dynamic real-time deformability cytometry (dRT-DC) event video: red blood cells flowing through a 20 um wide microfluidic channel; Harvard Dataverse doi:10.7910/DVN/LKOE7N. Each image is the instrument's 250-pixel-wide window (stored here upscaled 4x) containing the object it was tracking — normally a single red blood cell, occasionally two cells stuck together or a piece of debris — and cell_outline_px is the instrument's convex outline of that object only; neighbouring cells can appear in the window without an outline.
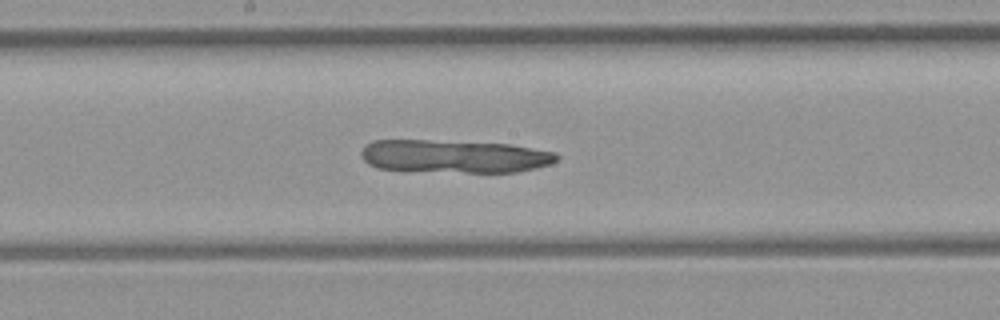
{"species": "common noctule bat (a hibernating species)", "species_latin": "Nyctalus noctula", "temperature_condition": "room temperature", "stored_images_in_passage": 47, "camera_frame_rate_fps": 3000, "um_per_image_px": 0.085, "animal": {"sex": "female", "body_mass_g": 21.9}, "frame": {"image": 1, "passage_image": 23, "time_ms": 7.333, "image_size_px": [1000, 320], "cell_outline_px": [[560, 156], [556, 160], [548, 164], [536, 168], [516, 172], [464, 172], [376, 168], [368, 164], [360, 156], [360, 152], [372, 140], [428, 140], [508, 144], [556, 152]], "centroid_in_image_um": [38.61, 13.28], "position_along_channel_um": 209.6, "area_um2": 37.28}}